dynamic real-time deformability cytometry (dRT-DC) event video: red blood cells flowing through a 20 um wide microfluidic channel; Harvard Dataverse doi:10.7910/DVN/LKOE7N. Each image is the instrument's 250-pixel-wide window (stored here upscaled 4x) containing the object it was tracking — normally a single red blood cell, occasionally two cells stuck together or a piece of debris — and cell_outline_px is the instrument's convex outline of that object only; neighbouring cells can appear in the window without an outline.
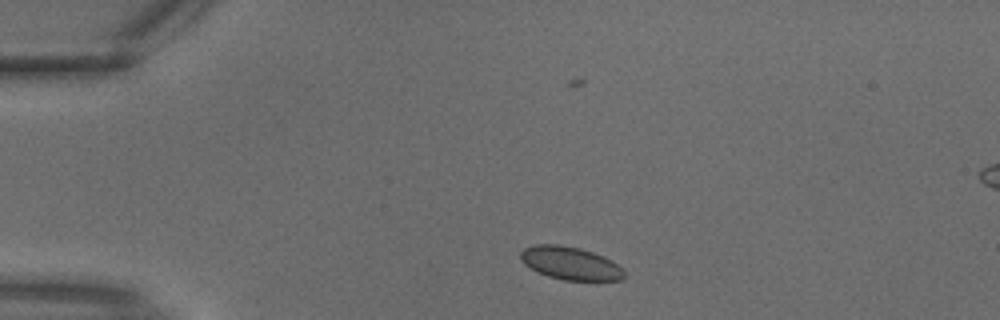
{"species": "common noctule bat (a hibernating species)", "species_latin": "Nyctalus noctula", "temperature_condition": "warm", "stored_images_in_passage": 3, "camera_frame_rate_fps": 3000, "um_per_image_px": 0.085, "animal": {"sex": "male", "body_mass_g": 18.8}, "frame": {"image": 1, "passage_image": 3, "time_ms": 0.667, "image_size_px": [1000, 320], "cell_outline_px": [[624, 276], [620, 280], [564, 280], [548, 276], [536, 272], [524, 264], [520, 260], [520, 252], [524, 248], [532, 244], [556, 244], [580, 248], [604, 256], [612, 260], [624, 272]], "centroid_in_image_um": [48.42, 22.36], "position_along_channel_um": 36.6, "area_um2": 19.94}}